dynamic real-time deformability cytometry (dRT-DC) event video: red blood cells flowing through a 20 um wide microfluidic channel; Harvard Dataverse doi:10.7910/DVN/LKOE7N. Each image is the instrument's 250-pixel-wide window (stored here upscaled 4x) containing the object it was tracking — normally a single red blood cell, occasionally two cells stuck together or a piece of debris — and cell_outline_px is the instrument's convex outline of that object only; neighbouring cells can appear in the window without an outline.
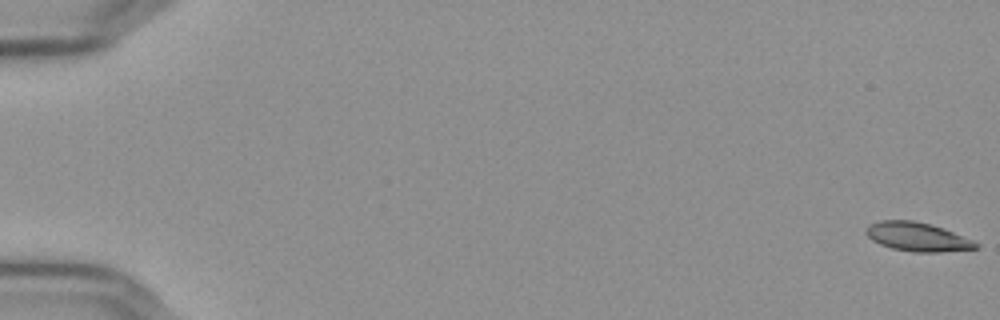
{"species": "Egyptian fruit bat (a non-hibernating species)", "species_latin": "Rousettus aegyptiacus", "temperature_condition": "cold", "stored_images_in_passage": 57, "camera_frame_rate_fps": 3000, "um_per_image_px": 0.085, "frame": {"image": 1, "passage_image": 1, "time_ms": 0.0, "image_size_px": [1000, 320], "cell_outline_px": [[980, 244], [976, 248], [940, 252], [912, 252], [892, 248], [880, 244], [872, 240], [864, 232], [868, 224], [880, 220], [912, 220], [932, 224], [944, 228], [972, 240]], "centroid_in_image_um": [77.94, 20.12], "position_along_channel_um": 7.1, "area_um2": 18.5}}
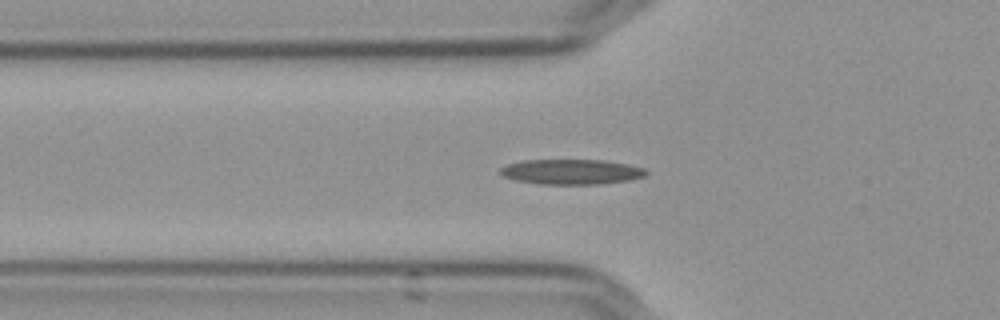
{"frame": {"image": 2, "passage_image": 21, "time_ms": 6.667, "image_size_px": [1000, 320], "cell_outline_px": [[648, 172], [644, 176], [632, 180], [596, 184], [540, 184], [516, 180], [504, 176], [500, 172], [500, 168], [508, 164], [524, 160], [604, 160], [628, 164], [644, 168]], "centroid_in_image_um": [48.6, 14.6], "position_along_channel_um": 77.2, "area_um2": 21.27}}
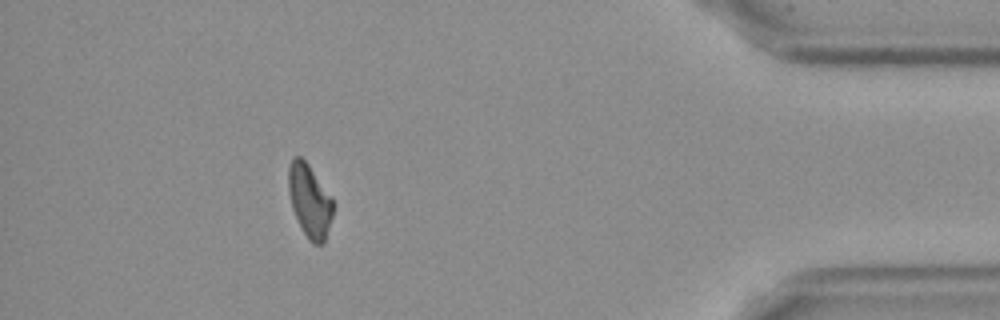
{"frame": {"image": 3, "passage_image": 52, "time_ms": 17.0, "image_size_px": [1000, 320], "cell_outline_px": [[332, 216], [324, 244], [312, 244], [308, 240], [292, 208], [288, 192], [288, 168], [292, 156], [300, 156], [308, 164], [332, 196]], "centroid_in_image_um": [26.31, 17.05], "position_along_channel_um": 408.9, "area_um2": 18.96}, "authors_computed_cell_mechanics": {"area_um2": 19.363, "velocity_mm_per_s": 3.6474, "shape_relaxation_time_tau1_ms": null, "shape_relaxation_time_tau2_ms": 11.3798, "deformation_change_tau1": null, "deformation_change_tau2": 0.241}}